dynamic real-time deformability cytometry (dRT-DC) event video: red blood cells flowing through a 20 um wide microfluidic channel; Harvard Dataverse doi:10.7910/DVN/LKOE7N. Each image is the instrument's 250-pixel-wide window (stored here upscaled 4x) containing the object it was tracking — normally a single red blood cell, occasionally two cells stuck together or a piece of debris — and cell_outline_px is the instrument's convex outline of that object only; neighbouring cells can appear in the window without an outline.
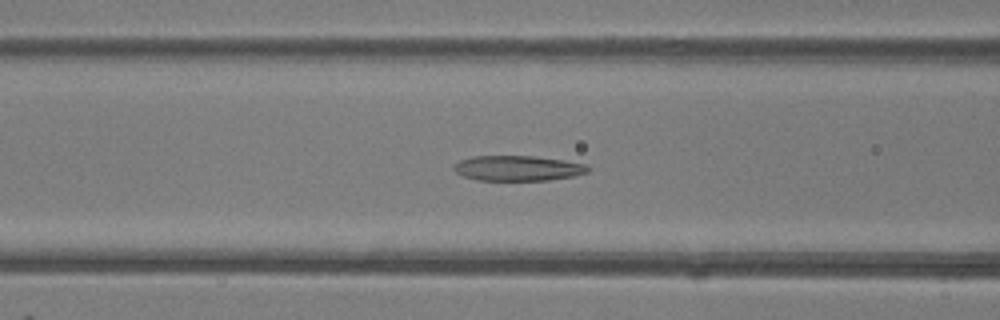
{"species": "common noctule bat (a hibernating species)", "species_latin": "Nyctalus noctula", "temperature_condition": "room temperature", "stored_images_in_passage": 39, "camera_frame_rate_fps": 3000, "um_per_image_px": 0.085, "animal": {"sex": "female"}, "frame": {"image": 1, "passage_image": 20, "time_ms": 6.333, "image_size_px": [1000, 320], "cell_outline_px": [[592, 168], [588, 172], [572, 176], [548, 180], [476, 180], [464, 176], [456, 172], [452, 168], [452, 164], [460, 160], [472, 156], [536, 156], [564, 160], [588, 164]], "centroid_in_image_um": [44.02, 14.29], "position_along_channel_um": 122.6, "area_um2": 19.88}}
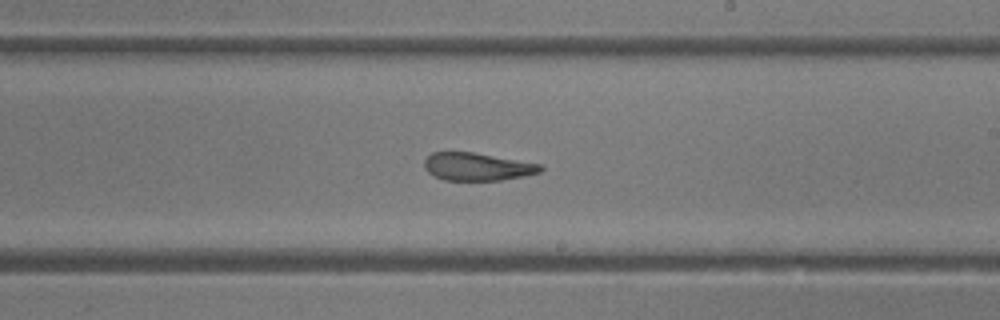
{"frame": {"image": 2, "passage_image": 29, "time_ms": 9.333, "image_size_px": [1000, 320], "cell_outline_px": [[544, 168], [540, 172], [524, 176], [500, 180], [444, 180], [428, 172], [424, 168], [424, 160], [432, 152], [472, 152], [540, 164]], "centroid_in_image_um": [40.55, 14.17], "position_along_channel_um": 248.5, "area_um2": 18.61}}
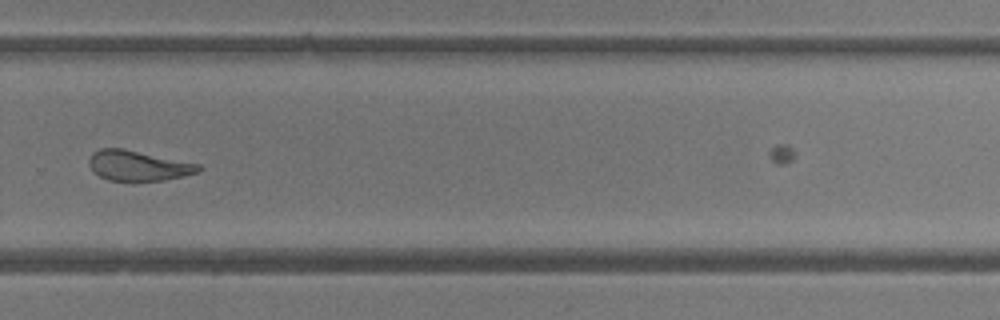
{"frame": {"image": 3, "passage_image": 34, "time_ms": 11.0, "image_size_px": [1000, 320], "cell_outline_px": [[204, 168], [200, 172], [184, 176], [164, 180], [108, 180], [92, 172], [88, 164], [88, 160], [92, 152], [100, 148], [124, 148], [200, 164]], "centroid_in_image_um": [11.75, 14.07], "position_along_channel_um": 318.1, "area_um2": 19.48}}